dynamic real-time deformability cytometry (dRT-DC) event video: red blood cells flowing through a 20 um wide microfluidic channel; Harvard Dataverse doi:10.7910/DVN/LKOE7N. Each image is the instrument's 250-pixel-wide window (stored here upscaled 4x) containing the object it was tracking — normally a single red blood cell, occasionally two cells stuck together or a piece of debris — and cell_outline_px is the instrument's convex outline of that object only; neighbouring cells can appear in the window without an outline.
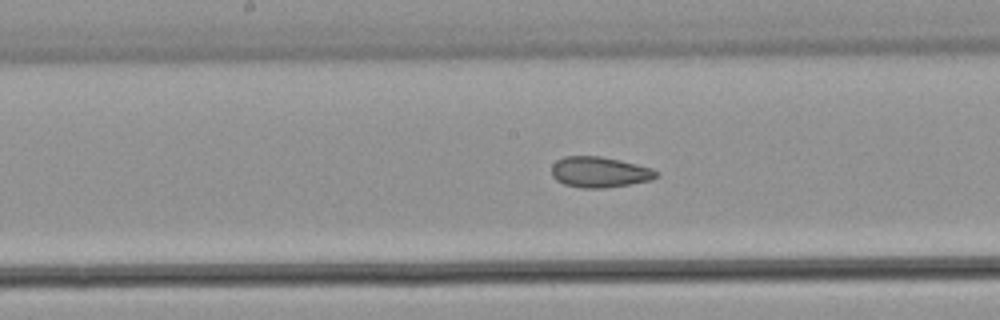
{"species": "common noctule bat (a hibernating species)", "species_latin": "Nyctalus noctula", "temperature_condition": "warm", "stored_images_in_passage": 18, "camera_frame_rate_fps": 3000, "um_per_image_px": 0.085, "animal": {"sex": "male", "body_mass_g": 21.5, "forearm_length_mm": 52.0}, "frame": {"image": 1, "passage_image": 13, "time_ms": 4.0, "image_size_px": [1000, 320], "cell_outline_px": [[660, 176], [652, 180], [604, 188], [580, 188], [564, 184], [556, 180], [552, 176], [552, 164], [556, 160], [564, 156], [600, 156], [620, 160], [652, 168], [660, 172]], "centroid_in_image_um": [50.97, 14.63], "position_along_channel_um": 197.2, "area_um2": 18.9}}
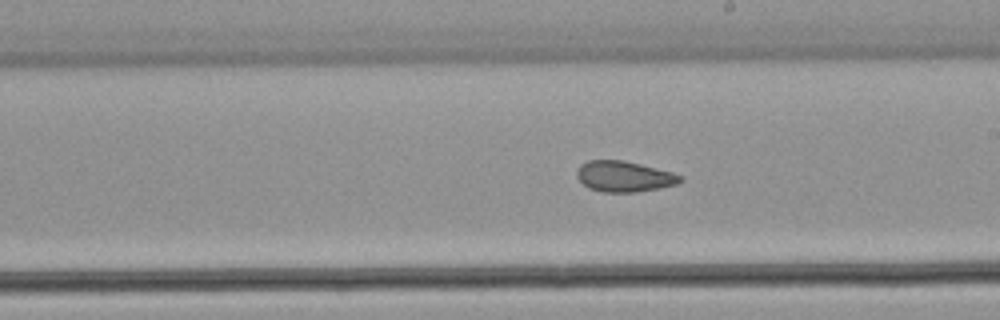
{"frame": {"image": 2, "passage_image": 16, "time_ms": 5.0, "image_size_px": [1000, 320], "cell_outline_px": [[684, 180], [676, 184], [660, 188], [636, 192], [604, 192], [588, 188], [576, 176], [576, 172], [580, 164], [588, 160], [624, 160], [672, 172], [680, 176]], "centroid_in_image_um": [53.03, 14.99], "position_along_channel_um": 236.0, "area_um2": 18.5}}